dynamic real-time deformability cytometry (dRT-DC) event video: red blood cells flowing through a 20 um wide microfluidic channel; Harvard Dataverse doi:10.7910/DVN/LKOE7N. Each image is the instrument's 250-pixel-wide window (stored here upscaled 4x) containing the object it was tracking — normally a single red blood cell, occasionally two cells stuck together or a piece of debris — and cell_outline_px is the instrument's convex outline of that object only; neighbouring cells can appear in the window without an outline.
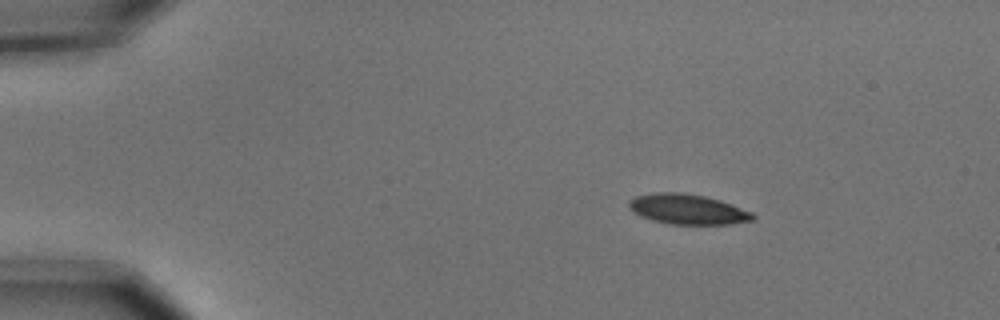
{"species": "common noctule bat (a hibernating species)", "species_latin": "Nyctalus noctula", "temperature_condition": "cold", "stored_images_in_passage": 4, "camera_frame_rate_fps": 3000, "um_per_image_px": 0.085, "animal": {"sex": "male", "body_mass_g": 15.6}, "frame": {"image": 1, "passage_image": 2, "time_ms": 0.333, "image_size_px": [1000, 320], "cell_outline_px": [[756, 216], [752, 220], [728, 224], [672, 224], [652, 220], [640, 216], [628, 204], [628, 200], [636, 196], [652, 192], [680, 192], [704, 196], [720, 200], [752, 212]], "centroid_in_image_um": [58.44, 17.78], "position_along_channel_um": 26.6, "area_um2": 21.56}}